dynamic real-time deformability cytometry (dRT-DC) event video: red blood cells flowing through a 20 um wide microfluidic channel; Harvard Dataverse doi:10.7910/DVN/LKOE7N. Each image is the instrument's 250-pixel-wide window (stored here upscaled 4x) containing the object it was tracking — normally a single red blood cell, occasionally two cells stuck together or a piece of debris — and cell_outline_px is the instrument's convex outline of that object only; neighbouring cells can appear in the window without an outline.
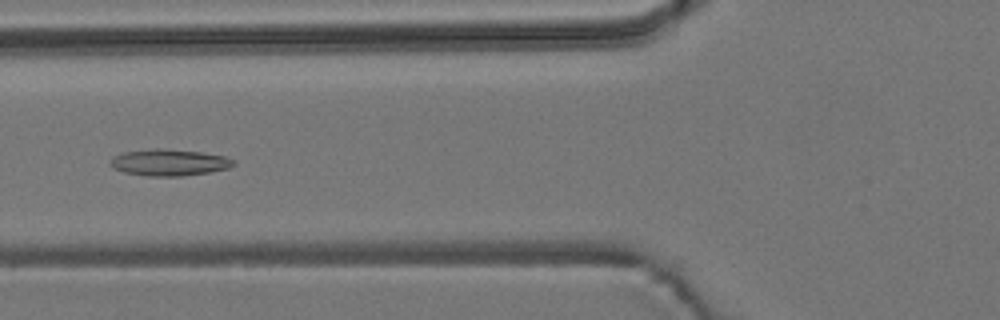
{"species": "common noctule bat (a hibernating species)", "species_latin": "Nyctalus noctula", "temperature_condition": "room temperature", "stored_images_in_passage": 34, "camera_frame_rate_fps": 3000, "um_per_image_px": 0.085, "animal": {"sex": "male", "body_mass_g": 19.2, "forearm_length_mm": 51.8}, "frame": {"image": 1, "passage_image": 10, "time_ms": 3.0, "image_size_px": [1000, 320], "cell_outline_px": [[236, 164], [228, 168], [208, 172], [180, 176], [148, 176], [124, 172], [112, 168], [108, 164], [116, 156], [124, 152], [156, 148], [164, 148], [200, 152], [224, 156], [236, 160]], "centroid_in_image_um": [14.39, 13.81], "position_along_channel_um": 111.4, "area_um2": 18.96}}
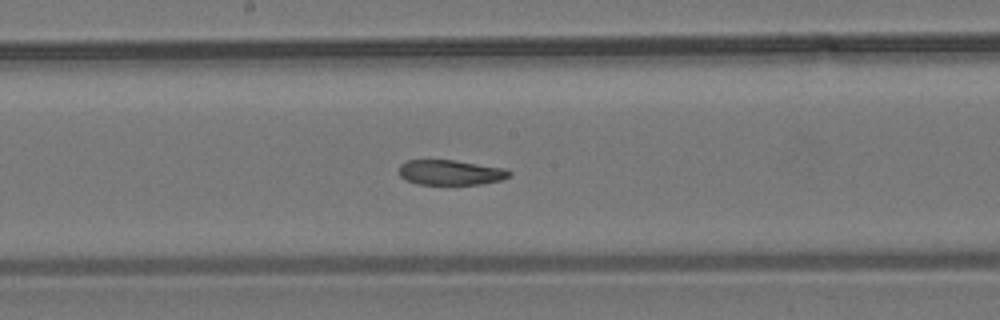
{"frame": {"image": 2, "passage_image": 18, "time_ms": 5.667, "image_size_px": [1000, 320], "cell_outline_px": [[512, 172], [508, 176], [500, 180], [480, 184], [416, 184], [400, 176], [400, 164], [408, 160], [456, 160], [504, 168]], "centroid_in_image_um": [38.29, 14.65], "position_along_channel_um": 209.9, "area_um2": 15.95}}
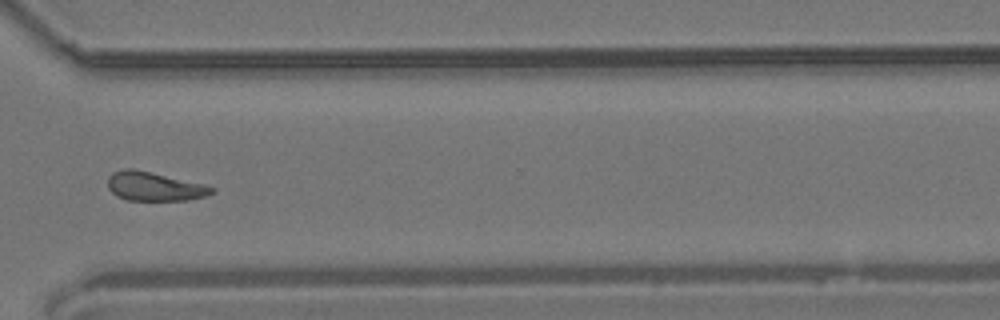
{"frame": {"image": 3, "passage_image": 30, "time_ms": 9.667, "image_size_px": [1000, 320], "cell_outline_px": [[216, 188], [212, 192], [204, 196], [188, 200], [128, 200], [116, 196], [108, 188], [108, 176], [112, 172], [124, 168], [132, 168], [204, 184]], "centroid_in_image_um": [13.08, 15.84], "position_along_channel_um": 357.5, "area_um2": 17.4}, "authors_computed_cell_mechanics": {"area_um2": 17.629, "velocity_mm_per_s": 3.6943, "shape_relaxation_time_tau1_ms": null, "shape_relaxation_time_tau2_ms": 6.0995, "deformation_change_tau1": null, "deformation_change_tau2": 0.1261}}